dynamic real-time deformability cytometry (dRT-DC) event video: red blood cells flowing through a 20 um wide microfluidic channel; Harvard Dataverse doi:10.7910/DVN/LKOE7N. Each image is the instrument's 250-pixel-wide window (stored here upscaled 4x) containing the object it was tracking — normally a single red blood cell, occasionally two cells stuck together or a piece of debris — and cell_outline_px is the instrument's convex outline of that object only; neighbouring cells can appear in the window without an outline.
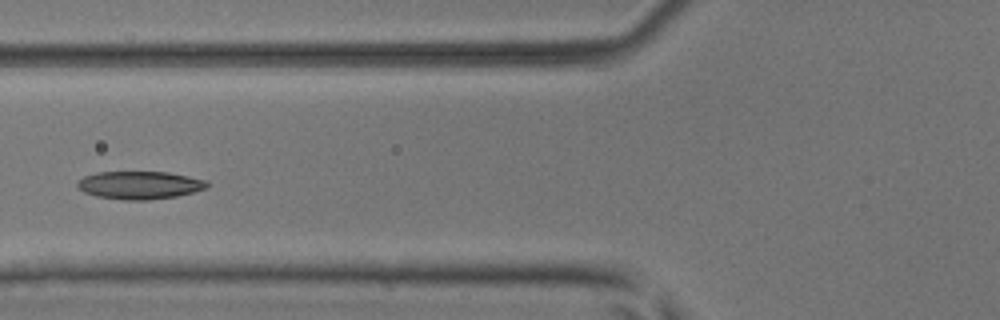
{"species": "common noctule bat (a hibernating species)", "species_latin": "Nyctalus noctula", "temperature_condition": "room temperature", "stored_images_in_passage": 4, "camera_frame_rate_fps": 3000, "um_per_image_px": 0.085, "animal": {"sex": "male", "body_mass_g": 17.9, "forearm_length_mm": 54.2}, "frame": {"image": 1, "passage_image": 4, "time_ms": 1.0, "image_size_px": [1000, 320], "cell_outline_px": [[208, 188], [176, 196], [148, 200], [124, 200], [96, 196], [84, 192], [76, 188], [76, 184], [84, 176], [96, 172], [168, 172], [208, 180]], "centroid_in_image_um": [11.86, 15.73], "position_along_channel_um": 113.9, "area_um2": 21.15}}